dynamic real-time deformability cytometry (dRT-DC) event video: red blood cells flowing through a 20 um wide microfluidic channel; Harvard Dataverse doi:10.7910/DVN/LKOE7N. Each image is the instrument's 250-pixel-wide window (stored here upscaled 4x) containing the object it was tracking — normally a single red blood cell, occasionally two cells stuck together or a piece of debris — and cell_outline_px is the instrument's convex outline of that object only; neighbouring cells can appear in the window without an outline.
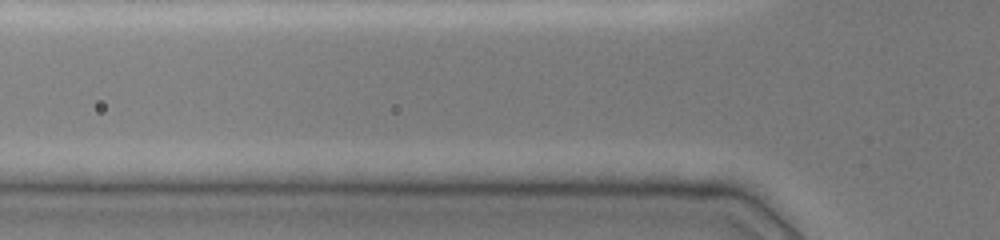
{"species": "common noctule bat (a hibernating species)", "species_latin": "Nyctalus noctula", "temperature_condition": "cold", "stored_images_in_passage": 2, "camera_frame_rate_fps": 3000, "um_per_image_px": 0.085, "animal": {"sex": "female", "body_mass_g": 19.0, "forearm_length_mm": 51.5}, "frame": {"image": 1, "passage_image": 2, "time_ms": 0.667, "image_size_px": [1000, 240], "cell_outline_px": [[732, 196], [636, 192], [592, 188], [600, 180], [700, 180], [720, 184], [732, 192]], "centroid_in_image_um": [56.59, 15.89], "position_along_channel_um": 69.2, "area_um2": 11.68}}